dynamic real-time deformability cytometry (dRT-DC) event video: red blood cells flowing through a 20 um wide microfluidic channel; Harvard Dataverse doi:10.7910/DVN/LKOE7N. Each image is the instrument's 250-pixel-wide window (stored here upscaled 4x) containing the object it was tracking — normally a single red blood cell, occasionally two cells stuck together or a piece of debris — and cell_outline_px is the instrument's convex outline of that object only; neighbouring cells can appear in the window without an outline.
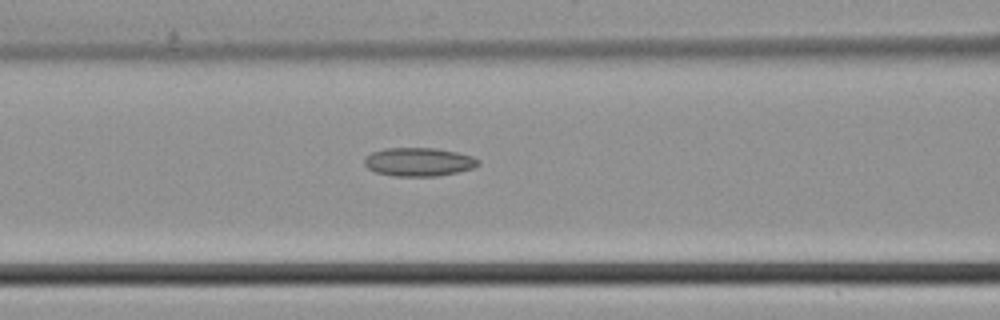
{"species": "common noctule bat (a hibernating species)", "species_latin": "Nyctalus noctula", "temperature_condition": "cold", "stored_images_in_passage": 16, "camera_frame_rate_fps": 3000, "um_per_image_px": 0.085, "animal": {"sex": "male", "body_mass_g": 21.5, "forearm_length_mm": 52.0}, "frame": {"image": 1, "passage_image": 12, "time_ms": 3.667, "image_size_px": [1000, 320], "cell_outline_px": [[480, 164], [472, 168], [456, 172], [436, 176], [392, 176], [376, 172], [368, 168], [364, 164], [364, 160], [372, 152], [384, 148], [436, 148], [456, 152], [472, 156], [480, 160]], "centroid_in_image_um": [35.59, 13.76], "position_along_channel_um": 131.0, "area_um2": 18.84}}
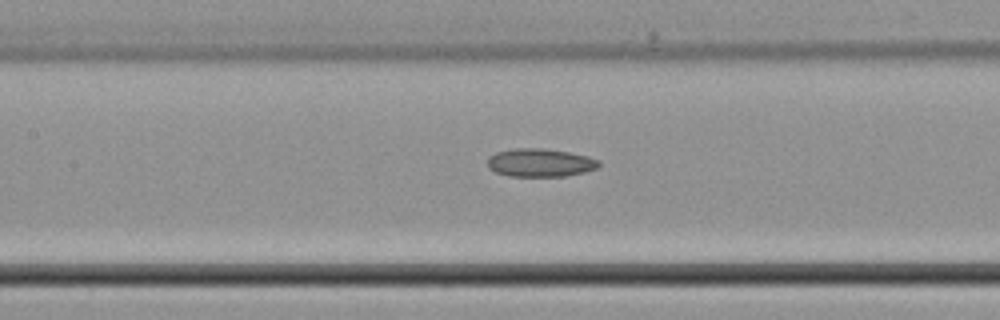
{"frame": {"image": 2, "passage_image": 14, "time_ms": 4.333, "image_size_px": [1000, 320], "cell_outline_px": [[600, 164], [596, 168], [584, 172], [564, 176], [508, 176], [496, 172], [488, 168], [488, 156], [496, 152], [512, 148], [544, 148], [568, 152], [588, 156], [600, 160]], "centroid_in_image_um": [45.89, 13.82], "position_along_channel_um": 161.5, "area_um2": 18.38}}